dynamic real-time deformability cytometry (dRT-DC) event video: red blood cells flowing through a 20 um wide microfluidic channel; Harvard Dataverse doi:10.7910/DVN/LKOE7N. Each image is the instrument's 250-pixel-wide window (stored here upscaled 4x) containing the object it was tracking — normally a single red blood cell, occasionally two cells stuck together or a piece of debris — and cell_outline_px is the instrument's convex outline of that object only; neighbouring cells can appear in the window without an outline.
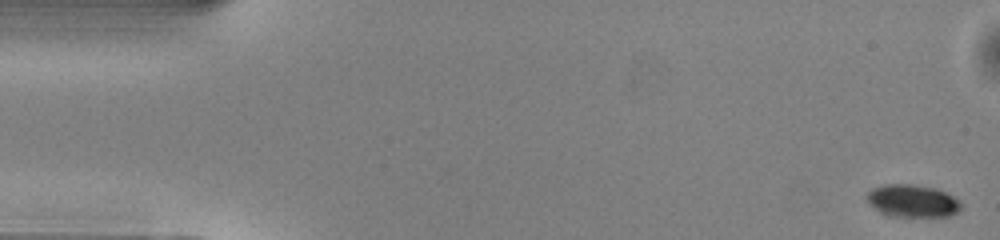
{"species": "common noctule bat (a hibernating species)", "species_latin": "Nyctalus noctula", "temperature_condition": "warm", "stored_images_in_passage": 13, "camera_frame_rate_fps": 3000, "um_per_image_px": 0.085, "animal": {"sex": "male", "body_mass_g": 13.0, "forearm_length_mm": 53.1}, "frame": {"image": 1, "passage_image": 1, "time_ms": 0.0, "image_size_px": [1000, 240], "cell_outline_px": [[964, 204], [956, 212], [948, 216], [896, 216], [880, 212], [872, 208], [868, 204], [864, 196], [872, 188], [884, 184], [912, 184], [936, 188], [960, 200]], "centroid_in_image_um": [77.52, 17.06], "position_along_channel_um": 7.5, "area_um2": 17.98}}